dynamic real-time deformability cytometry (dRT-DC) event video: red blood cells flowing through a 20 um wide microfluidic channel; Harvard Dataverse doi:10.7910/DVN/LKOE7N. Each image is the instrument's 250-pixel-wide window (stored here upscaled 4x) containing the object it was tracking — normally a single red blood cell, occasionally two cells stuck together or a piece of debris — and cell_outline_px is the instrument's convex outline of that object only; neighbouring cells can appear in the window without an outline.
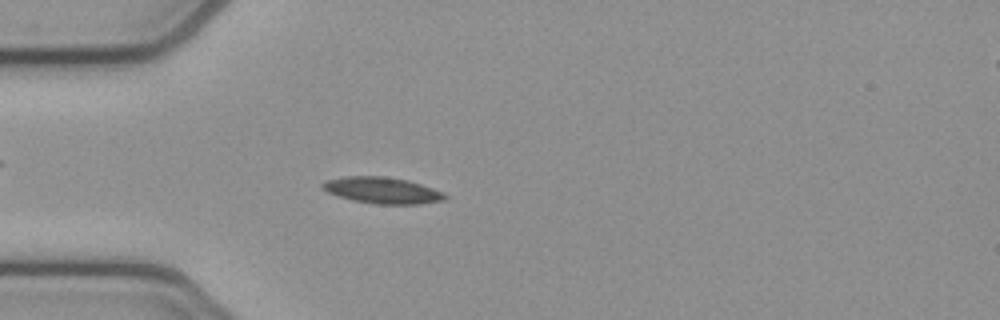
{"species": "common noctule bat (a hibernating species)", "species_latin": "Nyctalus noctula", "temperature_condition": "cold", "stored_images_in_passage": 4, "segment_of_instrument_passage": [1, 2], "camera_frame_rate_fps": 3000, "um_per_image_px": 0.085, "animal": {"sex": "female", "body_mass_g": 21.9}, "frame": {"image": 1, "passage_image": 3, "time_ms": 0.667, "image_size_px": [1000, 320], "cell_outline_px": [[448, 196], [444, 200], [420, 204], [376, 204], [352, 200], [328, 192], [320, 188], [320, 184], [328, 180], [344, 176], [384, 176], [408, 180], [444, 192]], "centroid_in_image_um": [32.5, 16.18], "position_along_channel_um": 52.5, "area_um2": 18.79}}